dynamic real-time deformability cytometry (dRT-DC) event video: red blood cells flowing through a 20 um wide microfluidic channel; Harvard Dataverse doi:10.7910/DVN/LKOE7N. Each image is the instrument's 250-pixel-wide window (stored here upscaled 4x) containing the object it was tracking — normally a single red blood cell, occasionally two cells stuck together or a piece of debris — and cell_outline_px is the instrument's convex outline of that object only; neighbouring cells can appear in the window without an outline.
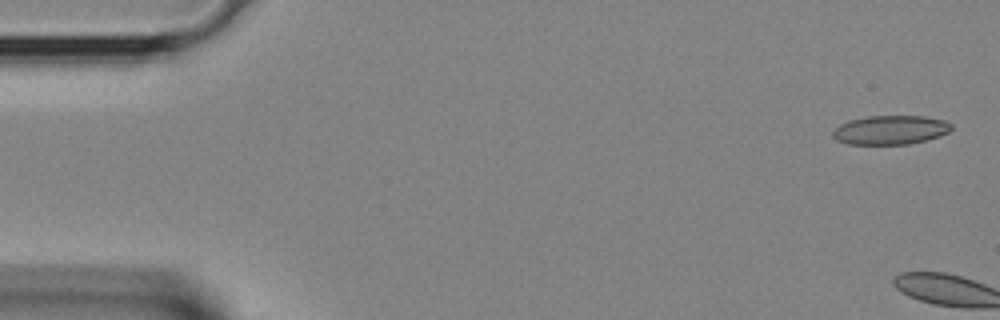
{"species": "Egyptian fruit bat (a non-hibernating species)", "species_latin": "Rousettus aegyptiacus", "temperature_condition": "room temperature", "stored_images_in_passage": 2, "camera_frame_rate_fps": 3000, "um_per_image_px": 0.085, "animal": {"sex": "female"}, "frame": {"image": 1, "passage_image": 1, "time_ms": 0.0, "image_size_px": [1000, 320], "cell_outline_px": [[952, 128], [948, 132], [940, 136], [908, 144], [848, 144], [836, 140], [832, 136], [832, 132], [840, 124], [848, 120], [868, 116], [924, 116], [944, 120], [952, 124]], "centroid_in_image_um": [75.67, 11.04], "position_along_channel_um": 9.3, "area_um2": 20.06}}